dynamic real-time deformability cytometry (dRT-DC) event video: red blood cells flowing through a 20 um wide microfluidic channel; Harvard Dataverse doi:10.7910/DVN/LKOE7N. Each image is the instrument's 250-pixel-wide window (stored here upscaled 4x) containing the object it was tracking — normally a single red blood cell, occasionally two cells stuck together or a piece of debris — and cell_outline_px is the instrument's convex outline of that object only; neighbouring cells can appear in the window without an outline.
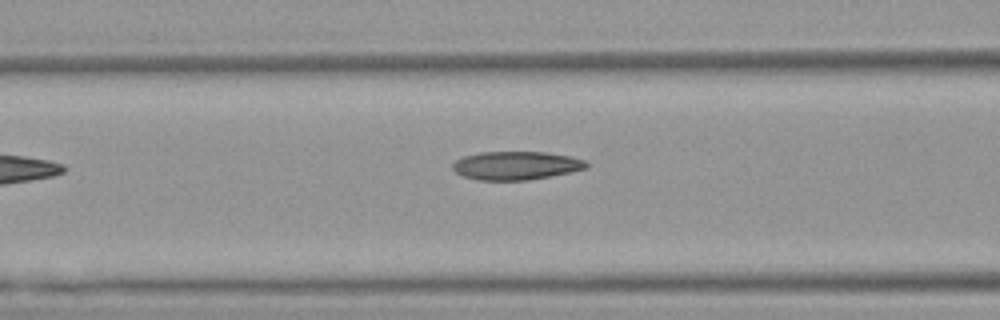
{"species": "Egyptian fruit bat (a non-hibernating species)", "species_latin": "Rousettus aegyptiacus", "temperature_condition": "warm", "stored_images_in_passage": 5, "camera_frame_rate_fps": 3000, "um_per_image_px": 0.085, "animal": {"sex": "female"}, "frame": {"image": 1, "passage_image": 5, "time_ms": 1.333, "image_size_px": [1000, 320], "cell_outline_px": [[588, 168], [572, 172], [528, 180], [476, 180], [464, 176], [456, 172], [452, 168], [452, 164], [456, 160], [464, 156], [480, 152], [544, 152], [572, 156], [584, 160], [588, 164]], "centroid_in_image_um": [43.88, 14.07], "position_along_channel_um": 122.7, "area_um2": 22.2}}